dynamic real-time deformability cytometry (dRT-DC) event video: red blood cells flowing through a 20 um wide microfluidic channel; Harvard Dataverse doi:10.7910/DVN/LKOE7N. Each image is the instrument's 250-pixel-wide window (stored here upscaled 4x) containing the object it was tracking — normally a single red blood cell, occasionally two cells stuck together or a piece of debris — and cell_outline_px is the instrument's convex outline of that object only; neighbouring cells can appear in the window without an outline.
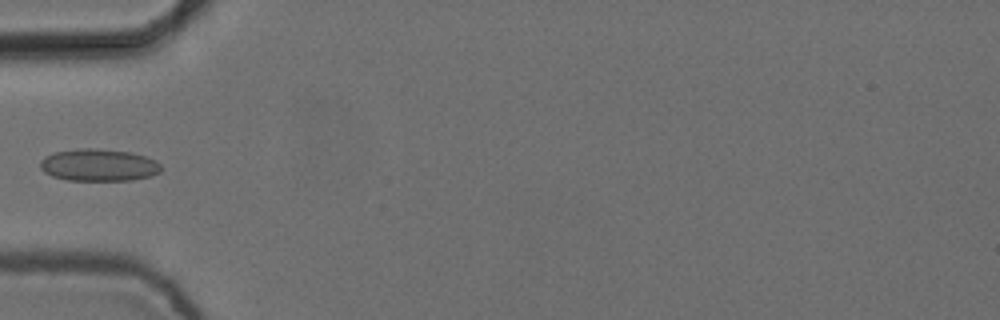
{"species": "common noctule bat (a hibernating species)", "species_latin": "Nyctalus noctula", "temperature_condition": "cold", "stored_images_in_passage": 2, "camera_frame_rate_fps": 3000, "um_per_image_px": 0.085, "animal": {"sex": "female", "body_mass_g": 24.6, "forearm_length_mm": 56.2}, "frame": {"image": 1, "passage_image": 1, "time_ms": 0.0, "image_size_px": [1000, 320], "cell_outline_px": [[164, 168], [160, 172], [152, 176], [132, 180], [68, 180], [52, 176], [44, 172], [40, 168], [40, 160], [44, 156], [56, 152], [84, 148], [96, 148], [132, 152], [156, 160]], "centroid_in_image_um": [8.42, 14.03], "position_along_channel_um": 76.6, "area_um2": 22.83}}
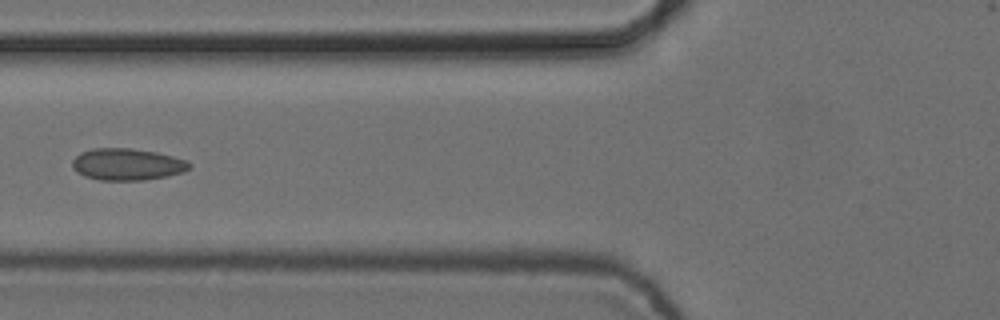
{"frame": {"image": 2, "passage_image": 2, "time_ms": 0.333, "image_size_px": [1000, 320], "cell_outline_px": [[192, 164], [184, 172], [168, 176], [144, 180], [100, 180], [84, 176], [76, 172], [72, 168], [72, 160], [80, 152], [92, 148], [132, 148], [156, 152], [188, 160]], "centroid_in_image_um": [10.8, 13.96], "position_along_channel_um": 115.0, "area_um2": 21.91}}